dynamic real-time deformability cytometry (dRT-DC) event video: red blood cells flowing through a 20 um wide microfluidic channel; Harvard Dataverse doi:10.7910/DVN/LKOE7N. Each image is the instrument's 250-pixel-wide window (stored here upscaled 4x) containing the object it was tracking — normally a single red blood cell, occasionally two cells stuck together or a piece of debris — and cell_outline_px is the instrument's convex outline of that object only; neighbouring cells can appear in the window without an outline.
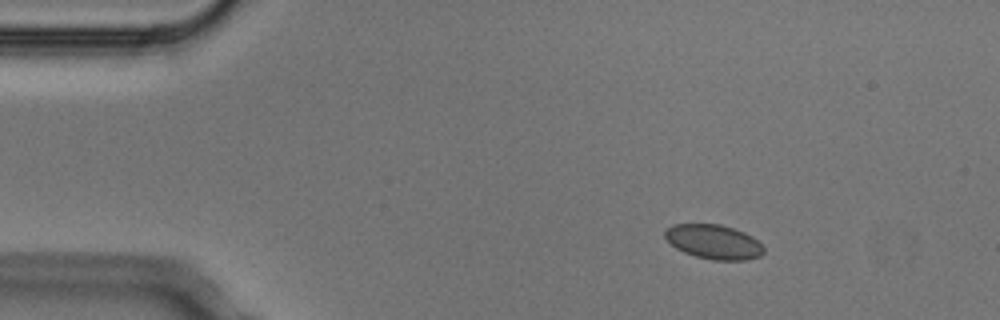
{"species": "Egyptian fruit bat (a non-hibernating species)", "species_latin": "Rousettus aegyptiacus", "temperature_condition": "cold", "stored_images_in_passage": 4, "camera_frame_rate_fps": 3000, "um_per_image_px": 0.085, "animal": {"sex": "male"}, "frame": {"image": 1, "passage_image": 2, "time_ms": 0.333, "image_size_px": [1000, 320], "cell_outline_px": [[764, 252], [760, 256], [744, 260], [712, 260], [696, 256], [684, 252], [676, 248], [664, 236], [664, 232], [672, 224], [720, 224], [744, 232], [752, 236], [764, 248]], "centroid_in_image_um": [60.66, 20.55], "position_along_channel_um": 24.3, "area_um2": 19.65}}
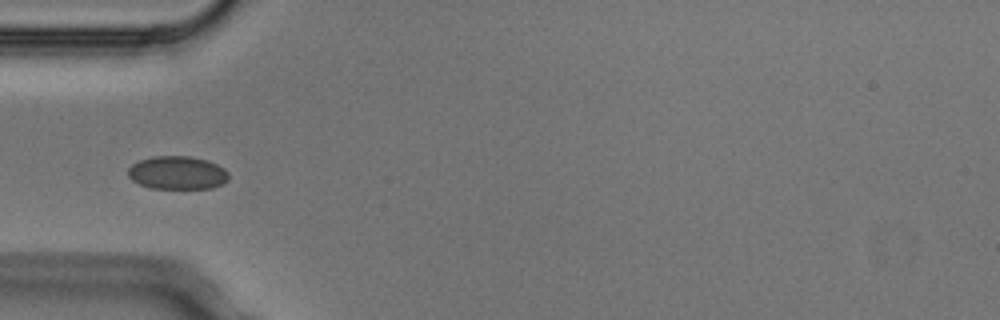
{"frame": {"image": 2, "passage_image": 4, "time_ms": 1.0, "image_size_px": [1000, 320], "cell_outline_px": [[228, 180], [224, 184], [212, 188], [152, 188], [140, 184], [132, 180], [128, 176], [128, 168], [132, 164], [140, 160], [152, 156], [188, 156], [208, 160], [224, 168], [228, 172]], "centroid_in_image_um": [15.09, 14.68], "position_along_channel_um": 69.9, "area_um2": 19.54}}